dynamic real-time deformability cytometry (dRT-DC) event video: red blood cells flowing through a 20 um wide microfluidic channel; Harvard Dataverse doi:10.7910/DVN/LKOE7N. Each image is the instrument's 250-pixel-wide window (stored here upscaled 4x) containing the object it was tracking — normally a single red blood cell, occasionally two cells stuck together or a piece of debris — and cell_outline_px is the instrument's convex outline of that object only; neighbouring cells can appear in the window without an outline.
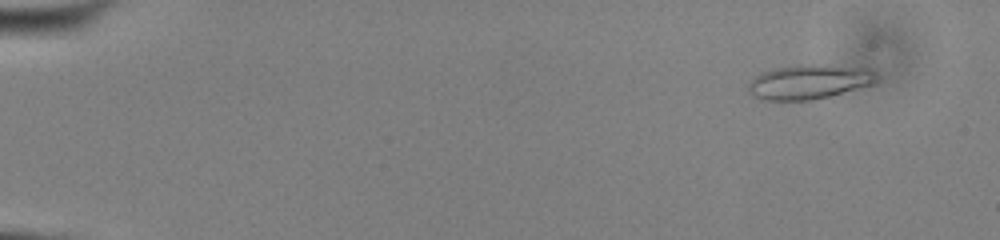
{"species": "common noctule bat (a hibernating species)", "species_latin": "Nyctalus noctula", "temperature_condition": "cold", "stored_images_in_passage": 54, "camera_frame_rate_fps": 3000, "um_per_image_px": 0.085, "animal": {"sex": "male", "body_mass_g": 13.0, "forearm_length_mm": 53.1}, "frame": {"image": 1, "passage_image": 5, "time_ms": 1.333, "image_size_px": [1000, 240], "cell_outline_px": [[876, 80], [872, 84], [828, 96], [812, 100], [764, 100], [748, 92], [748, 84], [760, 72], [776, 68], [800, 64], [828, 64], [868, 68], [876, 76]], "centroid_in_image_um": [68.74, 6.94], "position_along_channel_um": 16.3, "area_um2": 25.61}}
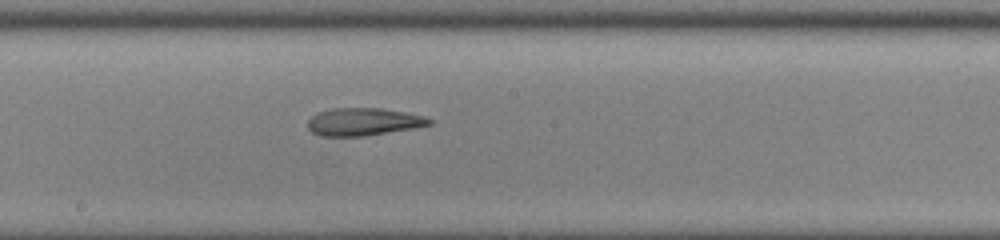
{"frame": {"image": 2, "passage_image": 31, "time_ms": 10.0, "image_size_px": [1000, 240], "cell_outline_px": [[432, 124], [412, 128], [364, 136], [320, 136], [312, 132], [308, 128], [308, 120], [316, 112], [332, 108], [380, 108], [404, 112], [424, 116], [432, 120]], "centroid_in_image_um": [30.84, 10.35], "position_along_channel_um": 217.4, "area_um2": 19.48}}
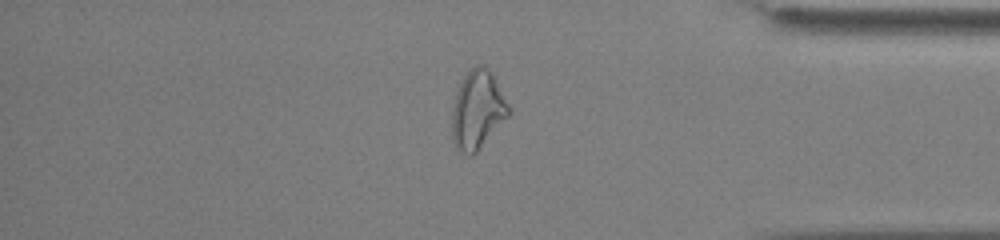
{"frame": {"image": 3, "passage_image": 46, "time_ms": 15.0, "image_size_px": [1000, 240], "cell_outline_px": [[512, 112], [476, 152], [472, 156], [468, 156], [460, 152], [456, 148], [452, 140], [452, 108], [456, 92], [464, 76], [476, 64], [484, 64], [492, 72], [512, 108]], "centroid_in_image_um": [40.61, 9.33], "position_along_channel_um": 394.6, "area_um2": 26.24}, "authors_computed_cell_mechanics": {"area_um2": 22.6576, "velocity_mm_per_s": 3.9151, "shape_relaxation_time_tau1_ms": null, "shape_relaxation_time_tau2_ms": 4.3859, "deformation_change_tau1": null, "deformation_change_tau2": 0.1565}}